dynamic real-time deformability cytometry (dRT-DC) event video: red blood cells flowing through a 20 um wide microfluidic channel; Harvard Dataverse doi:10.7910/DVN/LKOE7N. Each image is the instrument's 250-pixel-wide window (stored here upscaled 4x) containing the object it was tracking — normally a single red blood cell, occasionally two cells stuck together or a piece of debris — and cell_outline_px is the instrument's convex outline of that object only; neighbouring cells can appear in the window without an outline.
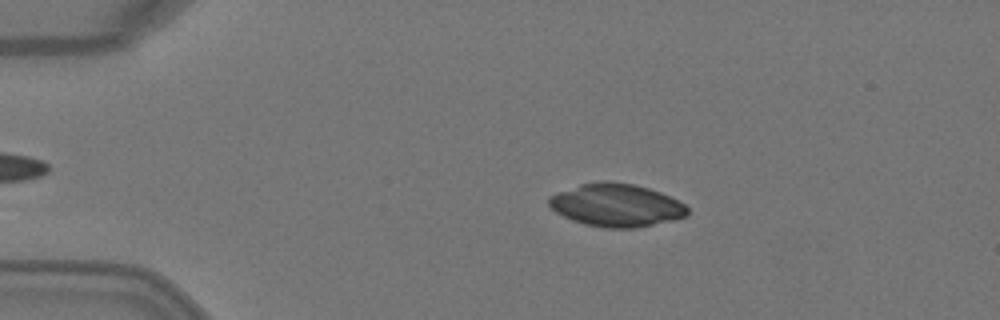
{"species": "Egyptian fruit bat (a non-hibernating species)", "species_latin": "Rousettus aegyptiacus", "temperature_condition": "warm", "stored_images_in_passage": 3, "camera_frame_rate_fps": 3000, "um_per_image_px": 0.085, "animal": {"sex": "female"}, "frame": {"image": 1, "passage_image": 2, "time_ms": 0.333, "image_size_px": [1000, 320], "cell_outline_px": [[688, 216], [672, 220], [636, 228], [604, 228], [584, 224], [572, 220], [556, 212], [548, 204], [548, 196], [580, 184], [600, 180], [608, 180], [632, 184], [648, 188], [660, 192], [684, 204], [688, 208]], "centroid_in_image_um": [52.37, 17.44], "position_along_channel_um": 32.6, "area_um2": 34.62}}